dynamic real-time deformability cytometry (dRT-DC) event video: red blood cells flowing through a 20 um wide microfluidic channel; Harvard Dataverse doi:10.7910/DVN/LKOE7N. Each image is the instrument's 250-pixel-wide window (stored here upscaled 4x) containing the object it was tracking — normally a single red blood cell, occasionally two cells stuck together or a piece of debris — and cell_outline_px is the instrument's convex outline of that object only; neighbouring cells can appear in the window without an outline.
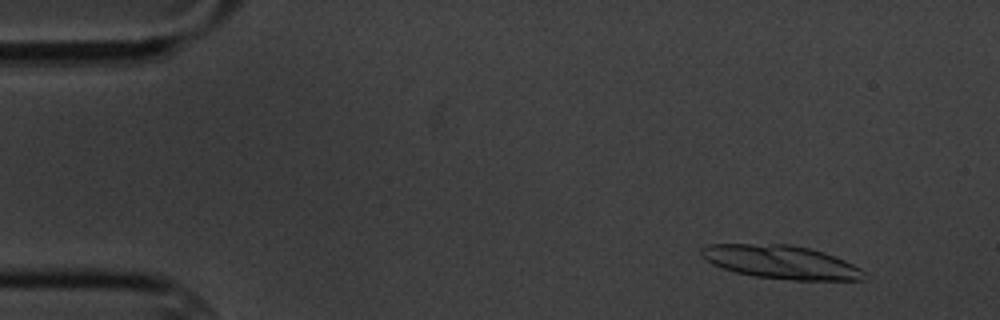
{"species": "common noctule bat (a hibernating species)", "species_latin": "Nyctalus noctula", "temperature_condition": "cold", "stored_images_in_passage": 9, "segment_of_instrument_passage": [1, 2], "camera_frame_rate_fps": 3000, "um_per_image_px": 0.085, "animal": {"sex": "male", "body_mass_g": 20.1, "forearm_length_mm": 53.5}, "frame": {"image": 1, "passage_image": 2, "time_ms": 1.333, "image_size_px": [1000, 320], "cell_outline_px": [[868, 276], [864, 280], [792, 280], [756, 276], [736, 272], [712, 264], [700, 256], [700, 248], [708, 244], [792, 244], [824, 252], [844, 260], [860, 268]], "centroid_in_image_um": [66.39, 22.27], "position_along_channel_um": 18.6, "area_um2": 31.73}}